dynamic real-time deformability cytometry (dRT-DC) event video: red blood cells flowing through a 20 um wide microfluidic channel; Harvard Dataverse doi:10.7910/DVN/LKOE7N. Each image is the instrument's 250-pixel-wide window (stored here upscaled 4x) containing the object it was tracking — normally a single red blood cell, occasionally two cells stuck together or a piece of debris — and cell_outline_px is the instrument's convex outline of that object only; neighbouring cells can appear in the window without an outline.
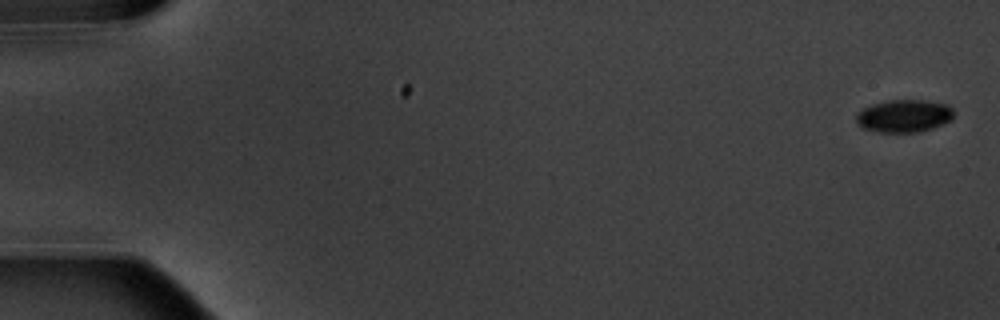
{"species": "common noctule bat (a hibernating species)", "species_latin": "Nyctalus noctula", "temperature_condition": "warm", "stored_images_in_passage": 9, "camera_frame_rate_fps": 3000, "um_per_image_px": 0.085, "animal": {"sex": "male", "body_mass_g": 20.1, "forearm_length_mm": 53.5}, "frame": {"image": 1, "passage_image": 1, "time_ms": 0.0, "image_size_px": [1000, 320], "cell_outline_px": [[952, 120], [932, 128], [920, 132], [880, 132], [864, 128], [856, 124], [856, 116], [864, 108], [872, 104], [888, 100], [920, 100], [948, 104], [952, 108]], "centroid_in_image_um": [76.84, 9.86], "position_along_channel_um": 8.2, "area_um2": 18.44}}